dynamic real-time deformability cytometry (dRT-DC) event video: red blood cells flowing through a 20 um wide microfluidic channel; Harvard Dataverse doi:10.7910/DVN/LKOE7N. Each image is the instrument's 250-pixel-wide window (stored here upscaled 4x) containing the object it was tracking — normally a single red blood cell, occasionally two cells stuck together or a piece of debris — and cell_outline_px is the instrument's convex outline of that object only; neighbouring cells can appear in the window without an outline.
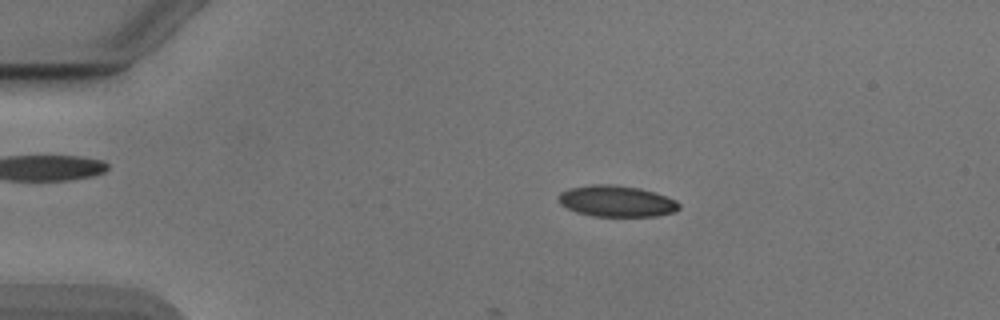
{"species": "Egyptian fruit bat (a non-hibernating species)", "species_latin": "Rousettus aegyptiacus", "temperature_condition": "cold", "stored_images_in_passage": 13, "camera_frame_rate_fps": 3000, "um_per_image_px": 0.085, "animal": {"sex": "male"}, "frame": {"image": 1, "passage_image": 10, "time_ms": 3.0, "image_size_px": [1000, 320], "cell_outline_px": [[680, 208], [672, 212], [656, 216], [592, 216], [576, 212], [560, 204], [560, 192], [568, 188], [592, 184], [616, 184], [640, 188], [676, 200], [680, 204]], "centroid_in_image_um": [52.39, 17.09], "position_along_channel_um": 32.6, "area_um2": 21.85}}